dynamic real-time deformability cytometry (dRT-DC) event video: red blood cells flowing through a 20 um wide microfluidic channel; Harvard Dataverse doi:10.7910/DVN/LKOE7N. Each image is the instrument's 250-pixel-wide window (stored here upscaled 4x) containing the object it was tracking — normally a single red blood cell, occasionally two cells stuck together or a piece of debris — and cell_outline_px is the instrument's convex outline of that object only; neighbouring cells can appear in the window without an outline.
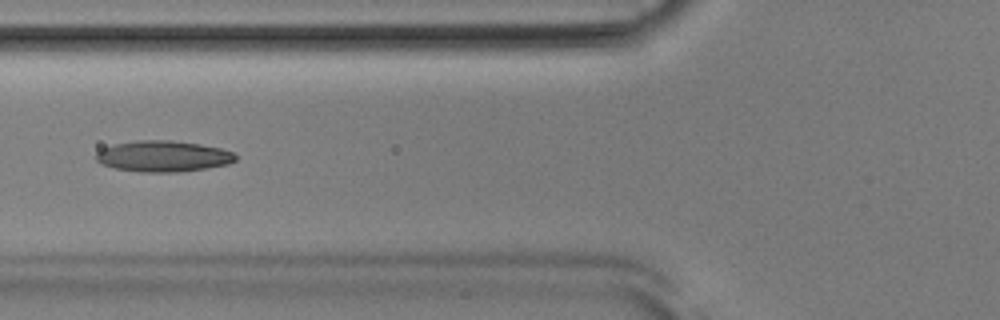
{"species": "Egyptian fruit bat (a non-hibernating species)", "species_latin": "Rousettus aegyptiacus", "temperature_condition": "room temperature", "stored_images_in_passage": 44, "camera_frame_rate_fps": 3000, "um_per_image_px": 0.085, "animal": {"sex": "male"}, "frame": {"image": 1, "passage_image": 12, "time_ms": 3.667, "image_size_px": [1000, 320], "cell_outline_px": [[236, 160], [228, 164], [180, 172], [140, 172], [116, 168], [100, 164], [96, 160], [96, 152], [112, 144], [140, 140], [172, 140], [200, 144], [220, 148], [236, 152]], "centroid_in_image_um": [13.87, 13.28], "position_along_channel_um": 111.9, "area_um2": 25.32}}
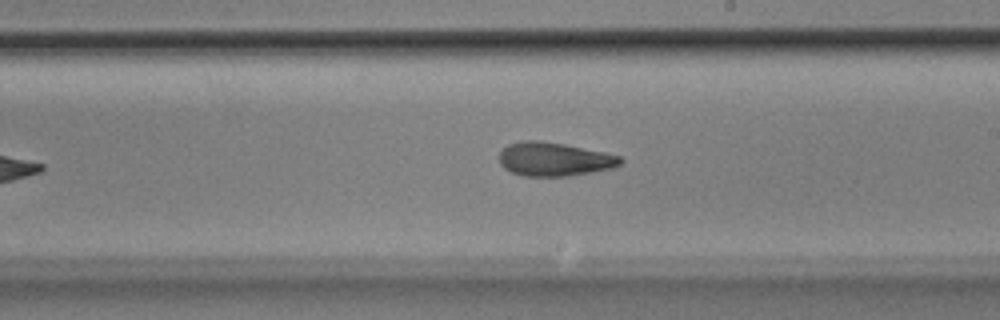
{"frame": {"image": 2, "passage_image": 22, "time_ms": 7.0, "image_size_px": [1000, 320], "cell_outline_px": [[624, 160], [620, 164], [612, 168], [568, 176], [524, 176], [512, 172], [504, 168], [500, 164], [500, 152], [508, 144], [524, 140], [540, 140], [564, 144], [604, 152], [620, 156]], "centroid_in_image_um": [47.1, 13.53], "position_along_channel_um": 241.9, "area_um2": 23.7}}
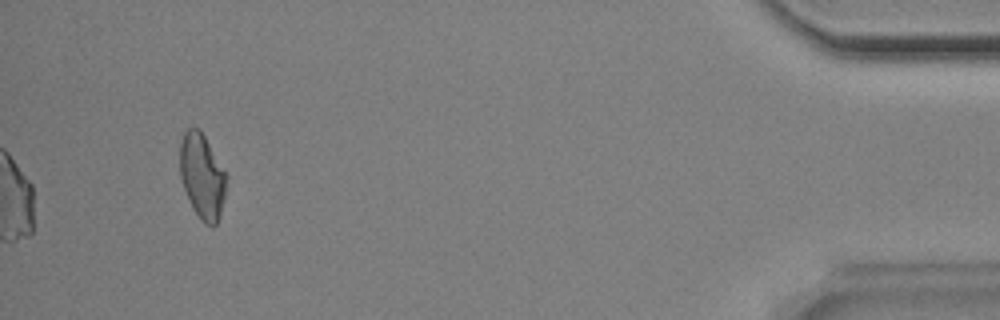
{"frame": {"image": 3, "passage_image": 41, "time_ms": 13.333, "image_size_px": [1000, 320], "cell_outline_px": [[228, 176], [224, 200], [220, 216], [216, 224], [212, 228], [204, 224], [200, 220], [192, 208], [184, 188], [180, 176], [180, 140], [184, 132], [188, 128], [200, 128]], "centroid_in_image_um": [17.19, 15.0], "position_along_channel_um": 418.0, "area_um2": 23.35}, "authors_computed_cell_mechanics": {"area_um2": 23.8714, "velocity_mm_per_s": 3.9002, "shape_relaxation_time_tau1_ms": 7.5489, "shape_relaxation_time_tau2_ms": 3.2645, "deformation_change_tau1": 0.1759, "deformation_change_tau2": 0.114}}